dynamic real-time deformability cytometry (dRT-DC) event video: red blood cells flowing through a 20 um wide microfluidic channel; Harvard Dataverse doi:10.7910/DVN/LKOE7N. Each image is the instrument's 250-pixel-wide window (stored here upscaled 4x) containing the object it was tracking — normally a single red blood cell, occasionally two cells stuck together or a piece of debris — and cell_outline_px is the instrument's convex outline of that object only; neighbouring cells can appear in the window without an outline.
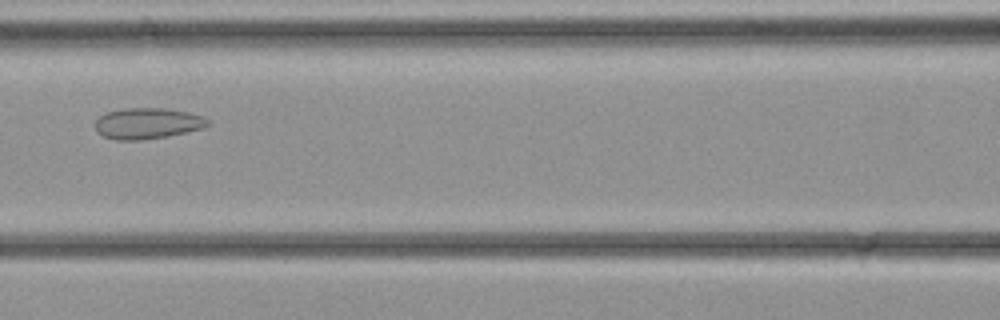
{"species": "common noctule bat (a hibernating species)", "species_latin": "Nyctalus noctula", "temperature_condition": "cold", "stored_images_in_passage": 23, "camera_frame_rate_fps": 3000, "um_per_image_px": 0.085, "animal": {"sex": "female", "body_mass_g": 21.9}, "frame": {"image": 1, "passage_image": 7, "time_ms": 2.0, "image_size_px": [1000, 320], "cell_outline_px": [[212, 124], [204, 128], [168, 136], [140, 140], [116, 140], [104, 136], [96, 132], [96, 120], [100, 116], [108, 112], [124, 108], [164, 108], [188, 112], [204, 116]], "centroid_in_image_um": [12.57, 10.49], "position_along_channel_um": 154.0, "area_um2": 20.4}}
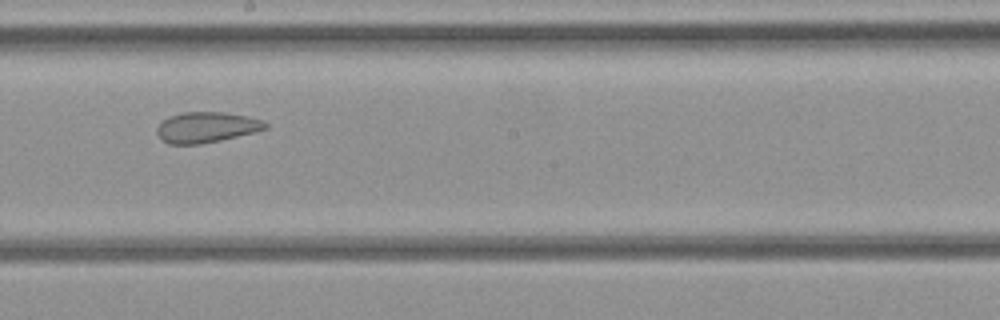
{"frame": {"image": 2, "passage_image": 11, "time_ms": 3.333, "image_size_px": [1000, 320], "cell_outline_px": [[268, 128], [256, 132], [220, 140], [200, 144], [168, 144], [160, 140], [156, 132], [156, 128], [164, 120], [172, 116], [184, 112], [224, 112], [264, 120], [268, 124]], "centroid_in_image_um": [17.55, 10.83], "position_along_channel_um": 230.6, "area_um2": 19.31}}
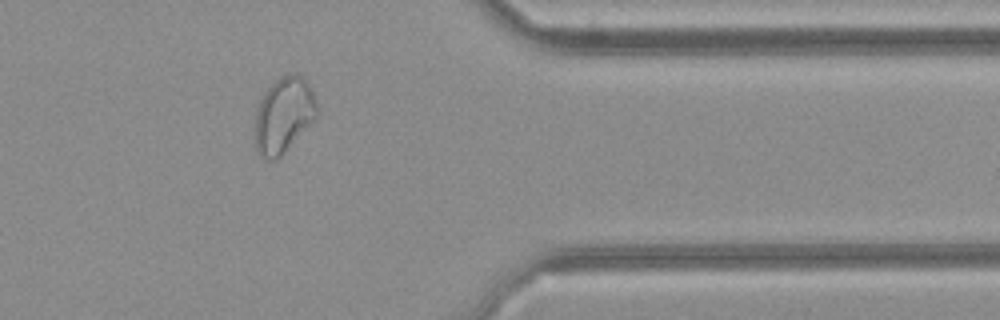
{"frame": {"image": 3, "passage_image": 20, "time_ms": 6.333, "image_size_px": [1000, 320], "cell_outline_px": [[320, 112], [316, 120], [276, 160], [264, 160], [256, 152], [256, 112], [260, 100], [264, 92], [280, 76], [292, 72], [296, 72], [304, 76], [312, 88]], "centroid_in_image_um": [24.17, 9.76], "position_along_channel_um": 387.2, "area_um2": 27.86}}